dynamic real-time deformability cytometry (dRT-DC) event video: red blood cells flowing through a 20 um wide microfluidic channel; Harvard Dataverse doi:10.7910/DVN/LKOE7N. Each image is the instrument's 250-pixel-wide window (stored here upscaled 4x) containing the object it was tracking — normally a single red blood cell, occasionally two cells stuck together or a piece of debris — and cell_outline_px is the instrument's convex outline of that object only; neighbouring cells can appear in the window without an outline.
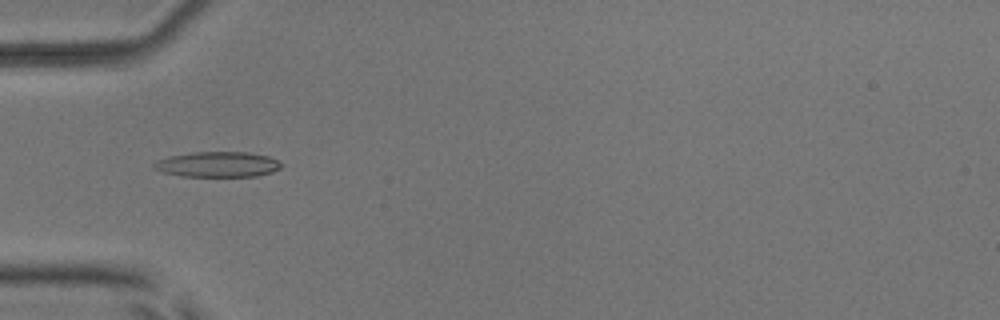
{"species": "common noctule bat (a hibernating species)", "species_latin": "Nyctalus noctula", "temperature_condition": "room temperature", "stored_images_in_passage": 41, "camera_frame_rate_fps": 3000, "um_per_image_px": 0.085, "animal": {"sex": "male", "body_mass_g": 17.9, "forearm_length_mm": 54.2}, "frame": {"image": 1, "passage_image": 6, "time_ms": 1.667, "image_size_px": [1000, 320], "cell_outline_px": [[284, 164], [280, 168], [272, 172], [256, 176], [180, 176], [160, 172], [152, 168], [152, 164], [156, 160], [168, 156], [192, 152], [248, 152], [268, 156]], "centroid_in_image_um": [18.45, 13.97], "position_along_channel_um": 66.6, "area_um2": 19.02}}
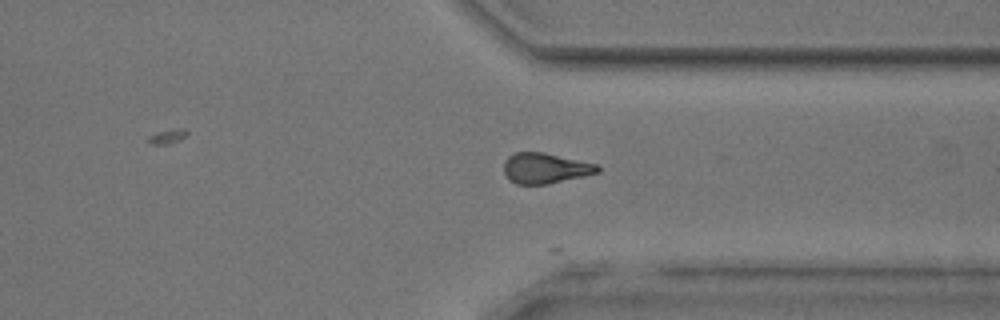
{"frame": {"image": 2, "passage_image": 29, "time_ms": 9.333, "image_size_px": [1000, 320], "cell_outline_px": [[600, 172], [584, 176], [548, 184], [516, 184], [508, 180], [504, 172], [504, 160], [508, 156], [516, 152], [544, 152], [596, 164], [600, 168]], "centroid_in_image_um": [46.32, 14.3], "position_along_channel_um": 365.1, "area_um2": 16.7}}
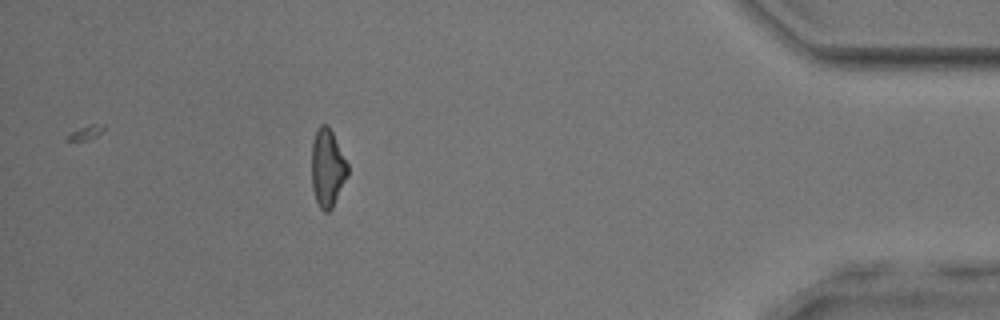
{"frame": {"image": 3, "passage_image": 36, "time_ms": 11.667, "image_size_px": [1000, 320], "cell_outline_px": [[348, 176], [332, 208], [328, 212], [324, 212], [320, 208], [316, 200], [312, 188], [312, 140], [316, 128], [320, 124], [328, 124], [348, 164]], "centroid_in_image_um": [27.83, 14.26], "position_along_channel_um": 407.4, "area_um2": 16.47}}